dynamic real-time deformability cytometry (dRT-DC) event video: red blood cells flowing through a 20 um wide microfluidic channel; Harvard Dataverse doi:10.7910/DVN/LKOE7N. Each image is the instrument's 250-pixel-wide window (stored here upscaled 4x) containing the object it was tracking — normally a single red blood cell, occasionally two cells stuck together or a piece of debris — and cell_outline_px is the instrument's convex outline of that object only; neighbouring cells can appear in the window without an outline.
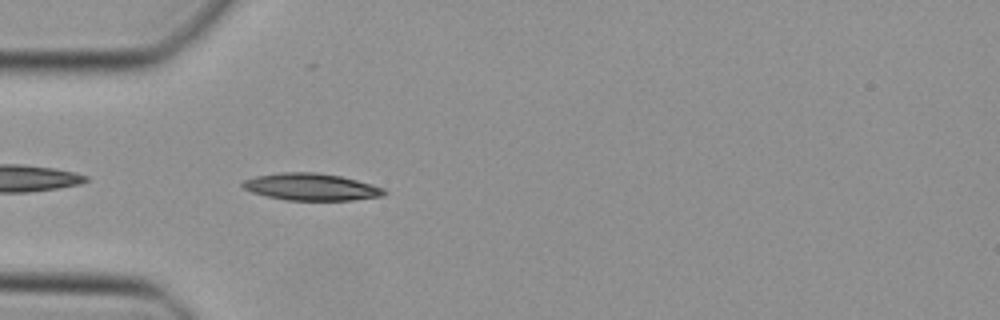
{"species": "Egyptian fruit bat (a non-hibernating species)", "species_latin": "Rousettus aegyptiacus", "temperature_condition": "cold", "stored_images_in_passage": 35, "camera_frame_rate_fps": 3000, "um_per_image_px": 0.085, "animal": {"sex": "female"}, "frame": {"image": 1, "passage_image": 2, "time_ms": 0.333, "image_size_px": [1000, 320], "cell_outline_px": [[388, 192], [384, 196], [352, 200], [288, 200], [268, 196], [252, 192], [244, 188], [240, 184], [244, 180], [256, 176], [280, 172], [316, 172], [340, 176], [372, 184], [384, 188]], "centroid_in_image_um": [26.48, 15.88], "position_along_channel_um": 58.5, "area_um2": 22.25}}
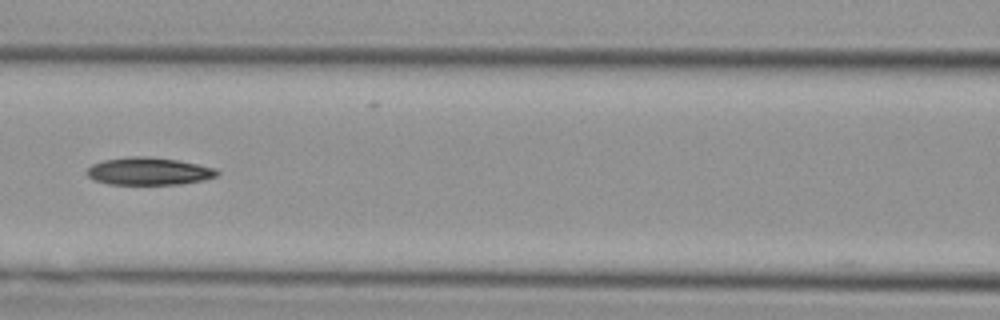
{"frame": {"image": 2, "passage_image": 9, "time_ms": 2.667, "image_size_px": [1000, 320], "cell_outline_px": [[220, 172], [216, 176], [204, 180], [180, 184], [108, 184], [92, 180], [84, 172], [92, 164], [104, 160], [128, 156], [148, 156], [176, 160], [216, 168]], "centroid_in_image_um": [12.61, 14.55], "position_along_channel_um": 154.0, "area_um2": 20.98}}
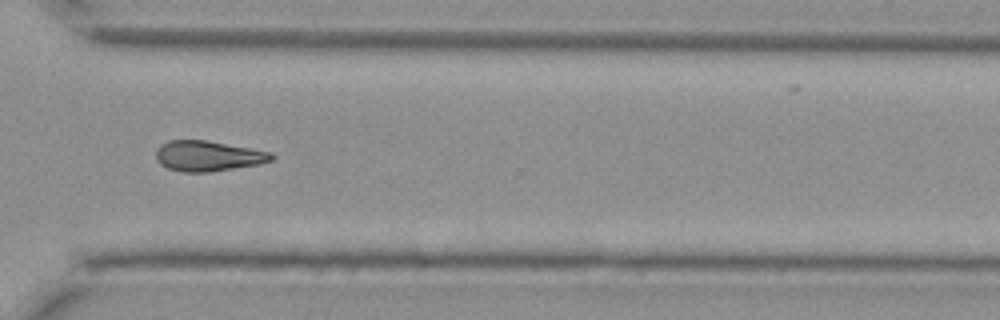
{"frame": {"image": 3, "passage_image": 23, "time_ms": 7.333, "image_size_px": [1000, 320], "cell_outline_px": [[276, 156], [272, 160], [260, 164], [208, 172], [184, 172], [168, 168], [160, 164], [156, 160], [156, 148], [160, 144], [168, 140], [208, 140], [252, 148], [272, 152]], "centroid_in_image_um": [17.69, 13.24], "position_along_channel_um": 352.9, "area_um2": 20.69}}